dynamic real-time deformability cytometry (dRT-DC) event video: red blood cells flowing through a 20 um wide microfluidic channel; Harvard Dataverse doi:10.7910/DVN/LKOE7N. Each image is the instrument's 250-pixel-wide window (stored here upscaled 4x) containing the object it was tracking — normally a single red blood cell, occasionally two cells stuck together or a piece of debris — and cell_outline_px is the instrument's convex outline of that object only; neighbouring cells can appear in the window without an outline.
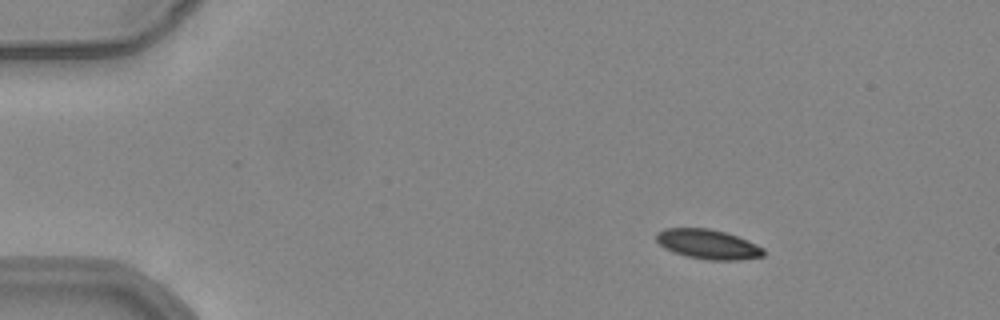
{"species": "common noctule bat (a hibernating species)", "species_latin": "Nyctalus noctula", "temperature_condition": "warm", "stored_images_in_passage": 18, "camera_frame_rate_fps": 3000, "um_per_image_px": 0.085, "animal": {"sex": "female", "body_mass_g": 24.6, "forearm_length_mm": 56.2}, "frame": {"image": 1, "passage_image": 8, "time_ms": 2.333, "image_size_px": [1000, 320], "cell_outline_px": [[764, 256], [740, 260], [708, 260], [688, 256], [664, 248], [656, 240], [656, 232], [664, 228], [708, 228], [724, 232], [748, 240], [764, 248]], "centroid_in_image_um": [60.18, 20.75], "position_along_channel_um": 24.8, "area_um2": 18.44}}
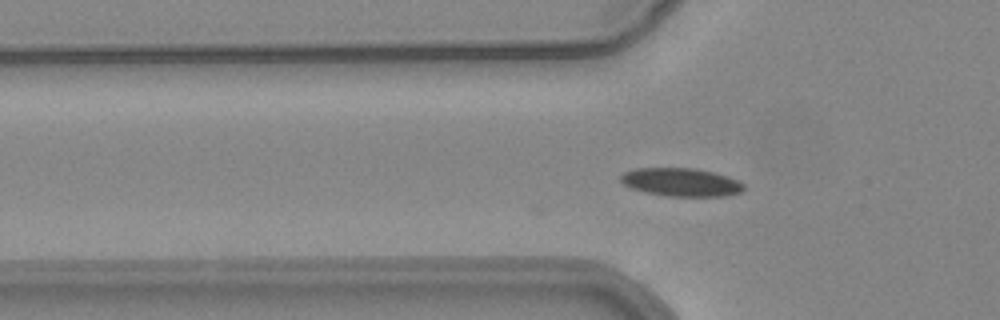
{"frame": {"image": 2, "passage_image": 18, "time_ms": 5.667, "image_size_px": [1000, 320], "cell_outline_px": [[744, 188], [740, 192], [724, 196], [668, 196], [644, 192], [632, 188], [624, 184], [620, 180], [620, 176], [624, 172], [636, 168], [696, 168], [728, 176], [740, 180], [744, 184]], "centroid_in_image_um": [57.9, 15.48], "position_along_channel_um": 67.9, "area_um2": 20.29}}